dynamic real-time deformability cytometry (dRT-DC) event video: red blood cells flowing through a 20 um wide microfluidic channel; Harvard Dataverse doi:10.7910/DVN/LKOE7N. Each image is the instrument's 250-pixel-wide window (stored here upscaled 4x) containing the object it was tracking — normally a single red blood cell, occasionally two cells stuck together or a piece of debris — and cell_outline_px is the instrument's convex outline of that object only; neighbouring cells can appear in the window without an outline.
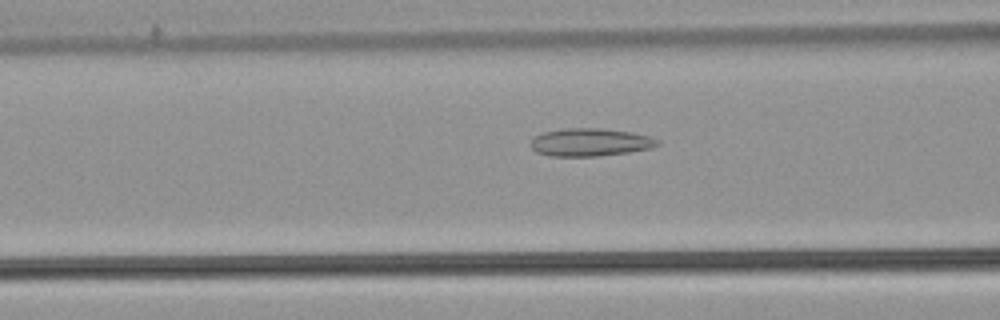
{"species": "common noctule bat (a hibernating species)", "species_latin": "Nyctalus noctula", "temperature_condition": "warm", "stored_images_in_passage": 29, "camera_frame_rate_fps": 3000, "um_per_image_px": 0.085, "animal": {"sex": "male", "body_mass_g": 21.5, "forearm_length_mm": 52.0}, "frame": {"image": 1, "passage_image": 8, "time_ms": 2.333, "image_size_px": [1000, 320], "cell_outline_px": [[660, 144], [652, 148], [628, 152], [596, 156], [548, 156], [536, 152], [528, 144], [532, 136], [544, 132], [564, 128], [600, 128], [632, 132], [648, 136], [660, 140]], "centroid_in_image_um": [50.12, 12.09], "position_along_channel_um": 116.5, "area_um2": 20.81}}
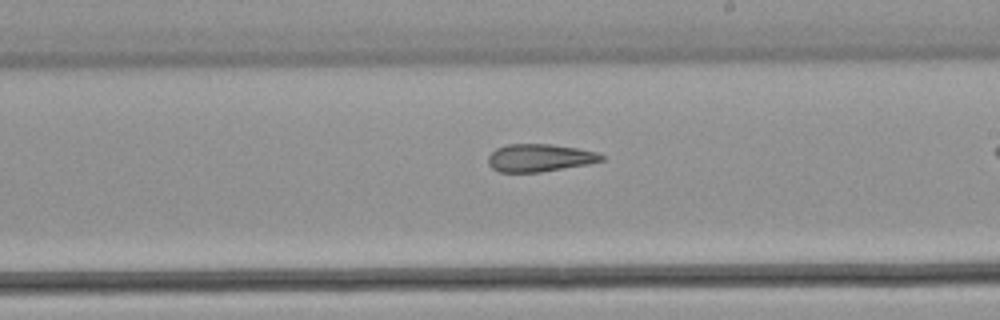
{"frame": {"image": 2, "passage_image": 18, "time_ms": 5.667, "image_size_px": [1000, 320], "cell_outline_px": [[604, 160], [588, 164], [540, 172], [500, 172], [492, 168], [488, 164], [488, 156], [496, 148], [508, 144], [552, 144], [576, 148], [596, 152], [604, 156]], "centroid_in_image_um": [45.85, 13.41], "position_along_channel_um": 243.2, "area_um2": 18.21}}
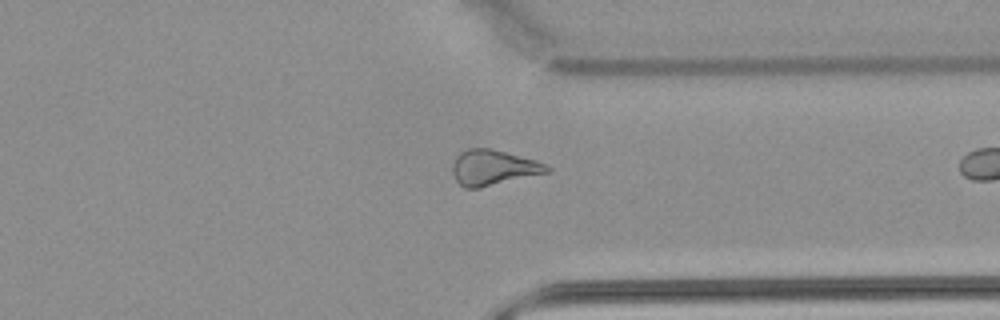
{"frame": {"image": 3, "passage_image": 28, "time_ms": 9.0, "image_size_px": [1000, 320], "cell_outline_px": [[552, 172], [480, 188], [464, 188], [456, 180], [452, 172], [452, 164], [456, 156], [460, 152], [468, 148], [492, 148], [536, 160], [552, 168]], "centroid_in_image_um": [41.95, 14.25], "position_along_channel_um": 369.5, "area_um2": 19.77}}